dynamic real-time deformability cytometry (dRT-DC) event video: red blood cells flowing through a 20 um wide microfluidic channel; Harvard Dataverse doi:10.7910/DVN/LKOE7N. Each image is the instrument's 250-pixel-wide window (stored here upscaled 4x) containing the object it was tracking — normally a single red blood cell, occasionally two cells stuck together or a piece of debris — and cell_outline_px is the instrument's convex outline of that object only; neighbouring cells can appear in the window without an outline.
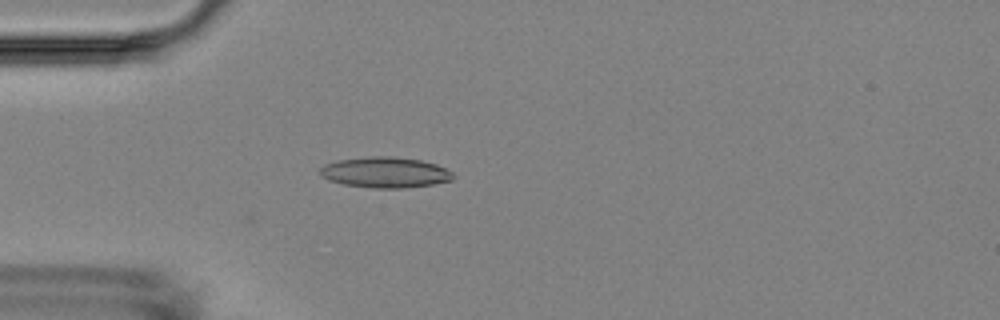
{"species": "Egyptian fruit bat (a non-hibernating species)", "species_latin": "Rousettus aegyptiacus", "temperature_condition": "room temperature", "stored_images_in_passage": 4, "camera_frame_rate_fps": 3000, "um_per_image_px": 0.085, "animal": {"sex": "female"}, "frame": {"image": 1, "passage_image": 4, "time_ms": 4.0, "image_size_px": [1000, 320], "cell_outline_px": [[456, 176], [452, 180], [432, 184], [404, 188], [372, 188], [344, 184], [328, 180], [320, 176], [320, 168], [324, 164], [336, 160], [368, 156], [392, 156], [420, 160], [436, 164], [452, 172]], "centroid_in_image_um": [32.71, 14.65], "position_along_channel_um": 52.3, "area_um2": 23.93}}